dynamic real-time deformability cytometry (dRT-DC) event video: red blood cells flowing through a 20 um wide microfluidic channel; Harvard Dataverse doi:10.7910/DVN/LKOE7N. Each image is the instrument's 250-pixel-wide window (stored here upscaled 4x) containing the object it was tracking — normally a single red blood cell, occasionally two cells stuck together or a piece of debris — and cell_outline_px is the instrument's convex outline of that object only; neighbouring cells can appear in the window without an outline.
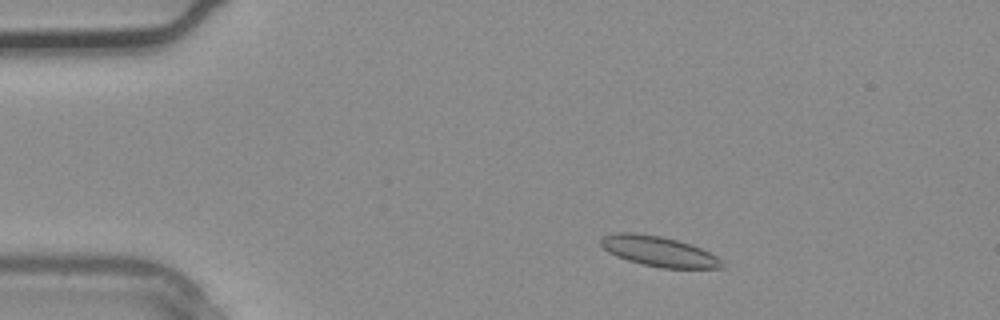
{"species": "common noctule bat (a hibernating species)", "species_latin": "Nyctalus noctula", "temperature_condition": "warm", "stored_images_in_passage": 1, "camera_frame_rate_fps": 3000, "um_per_image_px": 0.085, "animal": {"sex": "male", "body_mass_g": 20.4}, "frame": {"image": 1, "passage_image": 1, "time_ms": 0.0, "image_size_px": [1000, 320], "cell_outline_px": [[724, 268], [664, 268], [644, 264], [628, 260], [616, 256], [608, 252], [600, 244], [600, 240], [604, 236], [616, 232], [632, 232], [660, 236], [692, 244], [716, 256], [720, 260]], "centroid_in_image_um": [55.97, 21.35], "position_along_channel_um": 29.0, "area_um2": 21.04}}